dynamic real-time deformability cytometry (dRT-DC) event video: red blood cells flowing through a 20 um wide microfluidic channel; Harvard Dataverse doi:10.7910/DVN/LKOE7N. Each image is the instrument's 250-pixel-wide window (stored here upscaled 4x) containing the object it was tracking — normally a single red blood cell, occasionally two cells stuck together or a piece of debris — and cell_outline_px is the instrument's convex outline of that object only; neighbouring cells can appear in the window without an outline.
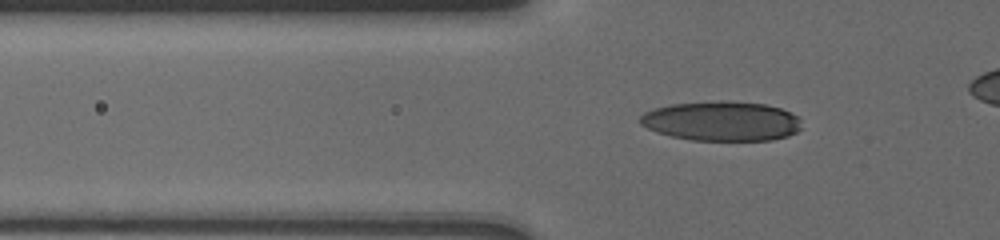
{"species": "human", "species_latin": "Homo sapiens", "temperature_condition": "cold", "stored_images_in_passage": 80, "camera_frame_rate_fps": 3000, "um_per_image_px": 0.085, "donor": {"sex": "male"}, "frame": {"image": 1, "passage_image": 21, "time_ms": 3.333, "image_size_px": [1000, 240], "cell_outline_px": [[800, 128], [796, 132], [788, 136], [772, 140], [692, 140], [672, 136], [656, 132], [640, 124], [640, 116], [644, 112], [656, 108], [672, 104], [764, 104], [780, 108], [792, 112], [800, 120]], "centroid_in_image_um": [61.35, 10.35], "position_along_channel_um": 64.5, "area_um2": 35.89}}
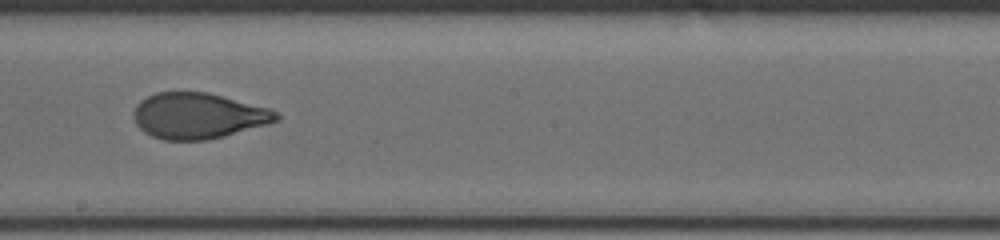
{"frame": {"image": 2, "passage_image": 49, "time_ms": 8.0, "image_size_px": [1000, 240], "cell_outline_px": [[280, 120], [268, 124], [224, 136], [208, 140], [164, 140], [152, 136], [144, 132], [136, 124], [132, 116], [132, 112], [136, 104], [140, 100], [156, 92], [208, 92], [268, 108], [276, 112], [280, 116]], "centroid_in_image_um": [16.81, 9.84], "position_along_channel_um": 231.4, "area_um2": 38.21}}
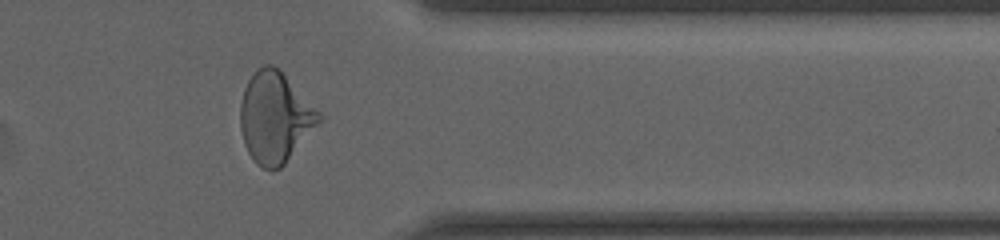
{"frame": {"image": 3, "passage_image": 72, "time_ms": 12.333, "image_size_px": [1000, 240], "cell_outline_px": [[320, 120], [284, 164], [280, 168], [272, 172], [260, 168], [256, 164], [248, 152], [244, 144], [240, 128], [240, 104], [244, 88], [248, 80], [256, 68], [264, 64], [272, 64], [280, 68], [320, 112]], "centroid_in_image_um": [23.33, 9.96], "position_along_channel_um": 388.1, "area_um2": 41.62}}